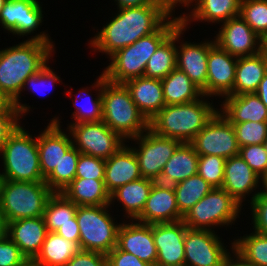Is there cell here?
Here are the masks:
<instances>
[{"label": "cell", "mask_w": 267, "mask_h": 266, "mask_svg": "<svg viewBox=\"0 0 267 266\" xmlns=\"http://www.w3.org/2000/svg\"><path fill=\"white\" fill-rule=\"evenodd\" d=\"M48 35L39 32L19 44L0 49V92L14 105L20 118L31 109L20 102L25 81L53 58L55 44Z\"/></svg>", "instance_id": "obj_1"}, {"label": "cell", "mask_w": 267, "mask_h": 266, "mask_svg": "<svg viewBox=\"0 0 267 266\" xmlns=\"http://www.w3.org/2000/svg\"><path fill=\"white\" fill-rule=\"evenodd\" d=\"M173 14L168 5H146L117 10L96 35L90 39L93 51L111 57L118 50L156 32Z\"/></svg>", "instance_id": "obj_2"}, {"label": "cell", "mask_w": 267, "mask_h": 266, "mask_svg": "<svg viewBox=\"0 0 267 266\" xmlns=\"http://www.w3.org/2000/svg\"><path fill=\"white\" fill-rule=\"evenodd\" d=\"M207 100L209 97L203 95L188 103L165 105L149 121V128L160 136L190 143L218 111L213 101Z\"/></svg>", "instance_id": "obj_3"}, {"label": "cell", "mask_w": 267, "mask_h": 266, "mask_svg": "<svg viewBox=\"0 0 267 266\" xmlns=\"http://www.w3.org/2000/svg\"><path fill=\"white\" fill-rule=\"evenodd\" d=\"M180 24L181 17L172 15L156 32L118 50L109 58L111 62L103 70L106 79L124 84L128 80L143 77L149 58Z\"/></svg>", "instance_id": "obj_4"}, {"label": "cell", "mask_w": 267, "mask_h": 266, "mask_svg": "<svg viewBox=\"0 0 267 266\" xmlns=\"http://www.w3.org/2000/svg\"><path fill=\"white\" fill-rule=\"evenodd\" d=\"M102 121L126 142L149 128V121L139 111L126 86L110 82L106 77L102 88Z\"/></svg>", "instance_id": "obj_5"}, {"label": "cell", "mask_w": 267, "mask_h": 266, "mask_svg": "<svg viewBox=\"0 0 267 266\" xmlns=\"http://www.w3.org/2000/svg\"><path fill=\"white\" fill-rule=\"evenodd\" d=\"M19 124L0 150L3 170L0 179L12 181H44L41 173L37 136ZM4 171V172H3Z\"/></svg>", "instance_id": "obj_6"}, {"label": "cell", "mask_w": 267, "mask_h": 266, "mask_svg": "<svg viewBox=\"0 0 267 266\" xmlns=\"http://www.w3.org/2000/svg\"><path fill=\"white\" fill-rule=\"evenodd\" d=\"M53 193L45 181L0 179V211L6 223L22 218L41 217Z\"/></svg>", "instance_id": "obj_7"}, {"label": "cell", "mask_w": 267, "mask_h": 266, "mask_svg": "<svg viewBox=\"0 0 267 266\" xmlns=\"http://www.w3.org/2000/svg\"><path fill=\"white\" fill-rule=\"evenodd\" d=\"M112 206H77L76 219L80 232V248L108 254L117 245V234L120 222L109 209ZM117 223V224H116Z\"/></svg>", "instance_id": "obj_8"}, {"label": "cell", "mask_w": 267, "mask_h": 266, "mask_svg": "<svg viewBox=\"0 0 267 266\" xmlns=\"http://www.w3.org/2000/svg\"><path fill=\"white\" fill-rule=\"evenodd\" d=\"M241 209L227 191L213 188L183 216V222L189 229L215 231L216 227L235 224Z\"/></svg>", "instance_id": "obj_9"}, {"label": "cell", "mask_w": 267, "mask_h": 266, "mask_svg": "<svg viewBox=\"0 0 267 266\" xmlns=\"http://www.w3.org/2000/svg\"><path fill=\"white\" fill-rule=\"evenodd\" d=\"M138 146H130L138 160L142 178L158 181L165 164L173 155L180 141L156 134L148 128L139 136L131 139Z\"/></svg>", "instance_id": "obj_10"}, {"label": "cell", "mask_w": 267, "mask_h": 266, "mask_svg": "<svg viewBox=\"0 0 267 266\" xmlns=\"http://www.w3.org/2000/svg\"><path fill=\"white\" fill-rule=\"evenodd\" d=\"M66 129L71 134L73 146L81 154L105 160L126 142L102 120L71 124Z\"/></svg>", "instance_id": "obj_11"}, {"label": "cell", "mask_w": 267, "mask_h": 266, "mask_svg": "<svg viewBox=\"0 0 267 266\" xmlns=\"http://www.w3.org/2000/svg\"><path fill=\"white\" fill-rule=\"evenodd\" d=\"M190 144L198 155H216L224 159L239 155L234 126L219 110Z\"/></svg>", "instance_id": "obj_12"}, {"label": "cell", "mask_w": 267, "mask_h": 266, "mask_svg": "<svg viewBox=\"0 0 267 266\" xmlns=\"http://www.w3.org/2000/svg\"><path fill=\"white\" fill-rule=\"evenodd\" d=\"M216 233L211 230L186 229L185 266H223L229 250Z\"/></svg>", "instance_id": "obj_13"}, {"label": "cell", "mask_w": 267, "mask_h": 266, "mask_svg": "<svg viewBox=\"0 0 267 266\" xmlns=\"http://www.w3.org/2000/svg\"><path fill=\"white\" fill-rule=\"evenodd\" d=\"M186 29L182 23L177 27V44L180 45H177L176 68L184 72L206 96L207 58L209 49L215 41L212 39L200 43L183 42L180 36Z\"/></svg>", "instance_id": "obj_14"}, {"label": "cell", "mask_w": 267, "mask_h": 266, "mask_svg": "<svg viewBox=\"0 0 267 266\" xmlns=\"http://www.w3.org/2000/svg\"><path fill=\"white\" fill-rule=\"evenodd\" d=\"M183 220L152 224L153 240L157 249L156 266H185Z\"/></svg>", "instance_id": "obj_15"}, {"label": "cell", "mask_w": 267, "mask_h": 266, "mask_svg": "<svg viewBox=\"0 0 267 266\" xmlns=\"http://www.w3.org/2000/svg\"><path fill=\"white\" fill-rule=\"evenodd\" d=\"M214 37L215 43L237 58L261 52V39L251 27L237 16L223 22Z\"/></svg>", "instance_id": "obj_16"}, {"label": "cell", "mask_w": 267, "mask_h": 266, "mask_svg": "<svg viewBox=\"0 0 267 266\" xmlns=\"http://www.w3.org/2000/svg\"><path fill=\"white\" fill-rule=\"evenodd\" d=\"M238 58L232 56L214 43L207 58L206 97L223 99L229 96L234 87Z\"/></svg>", "instance_id": "obj_17"}, {"label": "cell", "mask_w": 267, "mask_h": 266, "mask_svg": "<svg viewBox=\"0 0 267 266\" xmlns=\"http://www.w3.org/2000/svg\"><path fill=\"white\" fill-rule=\"evenodd\" d=\"M41 6L38 0H7L0 12V26L19 38L35 33L44 21Z\"/></svg>", "instance_id": "obj_18"}, {"label": "cell", "mask_w": 267, "mask_h": 266, "mask_svg": "<svg viewBox=\"0 0 267 266\" xmlns=\"http://www.w3.org/2000/svg\"><path fill=\"white\" fill-rule=\"evenodd\" d=\"M47 127L37 135V147L42 177L45 179L59 165L62 156L73 146L70 132L62 131L59 117L50 119Z\"/></svg>", "instance_id": "obj_19"}, {"label": "cell", "mask_w": 267, "mask_h": 266, "mask_svg": "<svg viewBox=\"0 0 267 266\" xmlns=\"http://www.w3.org/2000/svg\"><path fill=\"white\" fill-rule=\"evenodd\" d=\"M122 222L118 229L116 247L131 253L141 261L156 266L157 249L153 240L152 224H144L136 220Z\"/></svg>", "instance_id": "obj_20"}, {"label": "cell", "mask_w": 267, "mask_h": 266, "mask_svg": "<svg viewBox=\"0 0 267 266\" xmlns=\"http://www.w3.org/2000/svg\"><path fill=\"white\" fill-rule=\"evenodd\" d=\"M261 178L249 167L240 155L227 158L224 164V180L222 189L227 191L237 202L243 206L246 196L250 201L261 192ZM258 188L257 191H255ZM260 189V191H259ZM255 191V192H254Z\"/></svg>", "instance_id": "obj_21"}, {"label": "cell", "mask_w": 267, "mask_h": 266, "mask_svg": "<svg viewBox=\"0 0 267 266\" xmlns=\"http://www.w3.org/2000/svg\"><path fill=\"white\" fill-rule=\"evenodd\" d=\"M135 220L144 224L183 220L173 186L154 182L142 213Z\"/></svg>", "instance_id": "obj_22"}, {"label": "cell", "mask_w": 267, "mask_h": 266, "mask_svg": "<svg viewBox=\"0 0 267 266\" xmlns=\"http://www.w3.org/2000/svg\"><path fill=\"white\" fill-rule=\"evenodd\" d=\"M47 233L43 216L7 222L6 235L30 261L40 253Z\"/></svg>", "instance_id": "obj_23"}, {"label": "cell", "mask_w": 267, "mask_h": 266, "mask_svg": "<svg viewBox=\"0 0 267 266\" xmlns=\"http://www.w3.org/2000/svg\"><path fill=\"white\" fill-rule=\"evenodd\" d=\"M141 178L137 157L127 143L105 160L104 184L109 194L129 182Z\"/></svg>", "instance_id": "obj_24"}, {"label": "cell", "mask_w": 267, "mask_h": 266, "mask_svg": "<svg viewBox=\"0 0 267 266\" xmlns=\"http://www.w3.org/2000/svg\"><path fill=\"white\" fill-rule=\"evenodd\" d=\"M218 110L230 123L267 122V107L255 92L229 95Z\"/></svg>", "instance_id": "obj_25"}, {"label": "cell", "mask_w": 267, "mask_h": 266, "mask_svg": "<svg viewBox=\"0 0 267 266\" xmlns=\"http://www.w3.org/2000/svg\"><path fill=\"white\" fill-rule=\"evenodd\" d=\"M240 8L241 0H196L190 6L191 12L180 14L181 23L186 28L193 21L221 24L239 16Z\"/></svg>", "instance_id": "obj_26"}, {"label": "cell", "mask_w": 267, "mask_h": 266, "mask_svg": "<svg viewBox=\"0 0 267 266\" xmlns=\"http://www.w3.org/2000/svg\"><path fill=\"white\" fill-rule=\"evenodd\" d=\"M139 111L150 121L166 104L161 80L138 77L124 83Z\"/></svg>", "instance_id": "obj_27"}, {"label": "cell", "mask_w": 267, "mask_h": 266, "mask_svg": "<svg viewBox=\"0 0 267 266\" xmlns=\"http://www.w3.org/2000/svg\"><path fill=\"white\" fill-rule=\"evenodd\" d=\"M199 155L190 143H181L165 164L157 182L173 185L197 174Z\"/></svg>", "instance_id": "obj_28"}, {"label": "cell", "mask_w": 267, "mask_h": 266, "mask_svg": "<svg viewBox=\"0 0 267 266\" xmlns=\"http://www.w3.org/2000/svg\"><path fill=\"white\" fill-rule=\"evenodd\" d=\"M155 181L141 178L139 180L129 182L110 194V205L115 200L123 205L125 214L123 215L129 220H135L141 213L148 199L150 190Z\"/></svg>", "instance_id": "obj_29"}, {"label": "cell", "mask_w": 267, "mask_h": 266, "mask_svg": "<svg viewBox=\"0 0 267 266\" xmlns=\"http://www.w3.org/2000/svg\"><path fill=\"white\" fill-rule=\"evenodd\" d=\"M77 206H99L110 204L104 179L74 178L61 192Z\"/></svg>", "instance_id": "obj_30"}, {"label": "cell", "mask_w": 267, "mask_h": 266, "mask_svg": "<svg viewBox=\"0 0 267 266\" xmlns=\"http://www.w3.org/2000/svg\"><path fill=\"white\" fill-rule=\"evenodd\" d=\"M267 73V63L261 52L239 57L236 65L233 91L230 95L255 92Z\"/></svg>", "instance_id": "obj_31"}, {"label": "cell", "mask_w": 267, "mask_h": 266, "mask_svg": "<svg viewBox=\"0 0 267 266\" xmlns=\"http://www.w3.org/2000/svg\"><path fill=\"white\" fill-rule=\"evenodd\" d=\"M79 251L80 245L66 240L56 232H48L34 266H65Z\"/></svg>", "instance_id": "obj_32"}, {"label": "cell", "mask_w": 267, "mask_h": 266, "mask_svg": "<svg viewBox=\"0 0 267 266\" xmlns=\"http://www.w3.org/2000/svg\"><path fill=\"white\" fill-rule=\"evenodd\" d=\"M166 105H178L198 100L202 90L182 71L175 68L161 80Z\"/></svg>", "instance_id": "obj_33"}, {"label": "cell", "mask_w": 267, "mask_h": 266, "mask_svg": "<svg viewBox=\"0 0 267 266\" xmlns=\"http://www.w3.org/2000/svg\"><path fill=\"white\" fill-rule=\"evenodd\" d=\"M177 28L157 48L146 64L144 77L162 80L176 68Z\"/></svg>", "instance_id": "obj_34"}, {"label": "cell", "mask_w": 267, "mask_h": 266, "mask_svg": "<svg viewBox=\"0 0 267 266\" xmlns=\"http://www.w3.org/2000/svg\"><path fill=\"white\" fill-rule=\"evenodd\" d=\"M104 77L105 74L102 71L100 76L96 79V81L93 83L94 85L91 86V88L95 89L97 92L96 97L92 98V94H89V89L84 88L82 90L79 89V94L76 97V100H73V105L76 107L75 111L72 113L71 117L74 118V121L68 123L70 126L71 124L76 123H84V122H96L102 120V88L104 85ZM86 89V90H85ZM83 93V96H85V102L81 104H78V100L81 98V95Z\"/></svg>", "instance_id": "obj_35"}, {"label": "cell", "mask_w": 267, "mask_h": 266, "mask_svg": "<svg viewBox=\"0 0 267 266\" xmlns=\"http://www.w3.org/2000/svg\"><path fill=\"white\" fill-rule=\"evenodd\" d=\"M172 186L175 190L177 205L182 216L214 188L198 174Z\"/></svg>", "instance_id": "obj_36"}, {"label": "cell", "mask_w": 267, "mask_h": 266, "mask_svg": "<svg viewBox=\"0 0 267 266\" xmlns=\"http://www.w3.org/2000/svg\"><path fill=\"white\" fill-rule=\"evenodd\" d=\"M77 205L61 192H54L48 199L43 218L48 232L56 230L66 223H73Z\"/></svg>", "instance_id": "obj_37"}, {"label": "cell", "mask_w": 267, "mask_h": 266, "mask_svg": "<svg viewBox=\"0 0 267 266\" xmlns=\"http://www.w3.org/2000/svg\"><path fill=\"white\" fill-rule=\"evenodd\" d=\"M233 248L256 266H267V235L255 232L233 239Z\"/></svg>", "instance_id": "obj_38"}, {"label": "cell", "mask_w": 267, "mask_h": 266, "mask_svg": "<svg viewBox=\"0 0 267 266\" xmlns=\"http://www.w3.org/2000/svg\"><path fill=\"white\" fill-rule=\"evenodd\" d=\"M80 151L72 146L54 170L44 179L53 192H62L75 178Z\"/></svg>", "instance_id": "obj_39"}, {"label": "cell", "mask_w": 267, "mask_h": 266, "mask_svg": "<svg viewBox=\"0 0 267 266\" xmlns=\"http://www.w3.org/2000/svg\"><path fill=\"white\" fill-rule=\"evenodd\" d=\"M240 16L260 38L267 35V0H241Z\"/></svg>", "instance_id": "obj_40"}, {"label": "cell", "mask_w": 267, "mask_h": 266, "mask_svg": "<svg viewBox=\"0 0 267 266\" xmlns=\"http://www.w3.org/2000/svg\"><path fill=\"white\" fill-rule=\"evenodd\" d=\"M225 160L216 155H199L197 174L214 188H221L224 180Z\"/></svg>", "instance_id": "obj_41"}, {"label": "cell", "mask_w": 267, "mask_h": 266, "mask_svg": "<svg viewBox=\"0 0 267 266\" xmlns=\"http://www.w3.org/2000/svg\"><path fill=\"white\" fill-rule=\"evenodd\" d=\"M239 147L264 144L267 138V122L232 123Z\"/></svg>", "instance_id": "obj_42"}, {"label": "cell", "mask_w": 267, "mask_h": 266, "mask_svg": "<svg viewBox=\"0 0 267 266\" xmlns=\"http://www.w3.org/2000/svg\"><path fill=\"white\" fill-rule=\"evenodd\" d=\"M54 69H51L48 64H46L38 73L30 76L23 86V90L25 91V87L27 88V91L29 89V92L31 90V93H38L39 95L43 96L47 93L49 94V90L53 88L55 83H60L61 78L57 76L55 72H53ZM48 89H47V88ZM50 87V88H49ZM46 91V92H45Z\"/></svg>", "instance_id": "obj_43"}, {"label": "cell", "mask_w": 267, "mask_h": 266, "mask_svg": "<svg viewBox=\"0 0 267 266\" xmlns=\"http://www.w3.org/2000/svg\"><path fill=\"white\" fill-rule=\"evenodd\" d=\"M239 155L262 178L267 172V153L264 144L239 147Z\"/></svg>", "instance_id": "obj_44"}, {"label": "cell", "mask_w": 267, "mask_h": 266, "mask_svg": "<svg viewBox=\"0 0 267 266\" xmlns=\"http://www.w3.org/2000/svg\"><path fill=\"white\" fill-rule=\"evenodd\" d=\"M75 178L104 179L105 159L80 154L77 162Z\"/></svg>", "instance_id": "obj_45"}, {"label": "cell", "mask_w": 267, "mask_h": 266, "mask_svg": "<svg viewBox=\"0 0 267 266\" xmlns=\"http://www.w3.org/2000/svg\"><path fill=\"white\" fill-rule=\"evenodd\" d=\"M253 230L267 235V192L261 191L250 202Z\"/></svg>", "instance_id": "obj_46"}, {"label": "cell", "mask_w": 267, "mask_h": 266, "mask_svg": "<svg viewBox=\"0 0 267 266\" xmlns=\"http://www.w3.org/2000/svg\"><path fill=\"white\" fill-rule=\"evenodd\" d=\"M27 261L17 245L7 235L0 239V266H22Z\"/></svg>", "instance_id": "obj_47"}, {"label": "cell", "mask_w": 267, "mask_h": 266, "mask_svg": "<svg viewBox=\"0 0 267 266\" xmlns=\"http://www.w3.org/2000/svg\"><path fill=\"white\" fill-rule=\"evenodd\" d=\"M21 119L11 102L4 109H0V150L8 140L9 135L21 123Z\"/></svg>", "instance_id": "obj_48"}, {"label": "cell", "mask_w": 267, "mask_h": 266, "mask_svg": "<svg viewBox=\"0 0 267 266\" xmlns=\"http://www.w3.org/2000/svg\"><path fill=\"white\" fill-rule=\"evenodd\" d=\"M65 266H107L106 254L81 250Z\"/></svg>", "instance_id": "obj_49"}, {"label": "cell", "mask_w": 267, "mask_h": 266, "mask_svg": "<svg viewBox=\"0 0 267 266\" xmlns=\"http://www.w3.org/2000/svg\"><path fill=\"white\" fill-rule=\"evenodd\" d=\"M106 257L107 266H152L131 253L119 250L117 247L112 249Z\"/></svg>", "instance_id": "obj_50"}, {"label": "cell", "mask_w": 267, "mask_h": 266, "mask_svg": "<svg viewBox=\"0 0 267 266\" xmlns=\"http://www.w3.org/2000/svg\"><path fill=\"white\" fill-rule=\"evenodd\" d=\"M56 233L68 241L75 242L80 245V232L76 216L73 217V223L61 225Z\"/></svg>", "instance_id": "obj_51"}, {"label": "cell", "mask_w": 267, "mask_h": 266, "mask_svg": "<svg viewBox=\"0 0 267 266\" xmlns=\"http://www.w3.org/2000/svg\"><path fill=\"white\" fill-rule=\"evenodd\" d=\"M117 9L140 7L146 5H167L166 0H114Z\"/></svg>", "instance_id": "obj_52"}, {"label": "cell", "mask_w": 267, "mask_h": 266, "mask_svg": "<svg viewBox=\"0 0 267 266\" xmlns=\"http://www.w3.org/2000/svg\"><path fill=\"white\" fill-rule=\"evenodd\" d=\"M231 246L230 249L232 253L229 252L224 260L223 266H256L255 264L246 260L233 248V242L231 243Z\"/></svg>", "instance_id": "obj_53"}, {"label": "cell", "mask_w": 267, "mask_h": 266, "mask_svg": "<svg viewBox=\"0 0 267 266\" xmlns=\"http://www.w3.org/2000/svg\"><path fill=\"white\" fill-rule=\"evenodd\" d=\"M255 93L258 95L262 103L267 107V73L263 77Z\"/></svg>", "instance_id": "obj_54"}, {"label": "cell", "mask_w": 267, "mask_h": 266, "mask_svg": "<svg viewBox=\"0 0 267 266\" xmlns=\"http://www.w3.org/2000/svg\"><path fill=\"white\" fill-rule=\"evenodd\" d=\"M195 1L196 0H166L167 5H168V8H169V10H170L171 13H173V12L175 13V7L180 6L181 4H182L181 5L182 7L185 6V8L187 7L188 10H190L189 7Z\"/></svg>", "instance_id": "obj_55"}, {"label": "cell", "mask_w": 267, "mask_h": 266, "mask_svg": "<svg viewBox=\"0 0 267 266\" xmlns=\"http://www.w3.org/2000/svg\"><path fill=\"white\" fill-rule=\"evenodd\" d=\"M7 223L5 221L4 215L0 211V239L6 235Z\"/></svg>", "instance_id": "obj_56"}, {"label": "cell", "mask_w": 267, "mask_h": 266, "mask_svg": "<svg viewBox=\"0 0 267 266\" xmlns=\"http://www.w3.org/2000/svg\"><path fill=\"white\" fill-rule=\"evenodd\" d=\"M9 103L7 98L0 92V109H4Z\"/></svg>", "instance_id": "obj_57"}, {"label": "cell", "mask_w": 267, "mask_h": 266, "mask_svg": "<svg viewBox=\"0 0 267 266\" xmlns=\"http://www.w3.org/2000/svg\"><path fill=\"white\" fill-rule=\"evenodd\" d=\"M261 53L263 54L267 63V42H261Z\"/></svg>", "instance_id": "obj_58"}, {"label": "cell", "mask_w": 267, "mask_h": 266, "mask_svg": "<svg viewBox=\"0 0 267 266\" xmlns=\"http://www.w3.org/2000/svg\"><path fill=\"white\" fill-rule=\"evenodd\" d=\"M261 183H262V188L263 190L261 191H264V192H267V172L266 174L261 178Z\"/></svg>", "instance_id": "obj_59"}, {"label": "cell", "mask_w": 267, "mask_h": 266, "mask_svg": "<svg viewBox=\"0 0 267 266\" xmlns=\"http://www.w3.org/2000/svg\"><path fill=\"white\" fill-rule=\"evenodd\" d=\"M7 0H0V12L2 11L4 4Z\"/></svg>", "instance_id": "obj_60"}, {"label": "cell", "mask_w": 267, "mask_h": 266, "mask_svg": "<svg viewBox=\"0 0 267 266\" xmlns=\"http://www.w3.org/2000/svg\"><path fill=\"white\" fill-rule=\"evenodd\" d=\"M22 266H34L33 265V262L32 261H30V260H28L24 265H22Z\"/></svg>", "instance_id": "obj_61"}, {"label": "cell", "mask_w": 267, "mask_h": 266, "mask_svg": "<svg viewBox=\"0 0 267 266\" xmlns=\"http://www.w3.org/2000/svg\"><path fill=\"white\" fill-rule=\"evenodd\" d=\"M264 147H265V149H266V153H267V138H266V140L264 141Z\"/></svg>", "instance_id": "obj_62"}, {"label": "cell", "mask_w": 267, "mask_h": 266, "mask_svg": "<svg viewBox=\"0 0 267 266\" xmlns=\"http://www.w3.org/2000/svg\"><path fill=\"white\" fill-rule=\"evenodd\" d=\"M261 42H267V35L261 39Z\"/></svg>", "instance_id": "obj_63"}]
</instances>
